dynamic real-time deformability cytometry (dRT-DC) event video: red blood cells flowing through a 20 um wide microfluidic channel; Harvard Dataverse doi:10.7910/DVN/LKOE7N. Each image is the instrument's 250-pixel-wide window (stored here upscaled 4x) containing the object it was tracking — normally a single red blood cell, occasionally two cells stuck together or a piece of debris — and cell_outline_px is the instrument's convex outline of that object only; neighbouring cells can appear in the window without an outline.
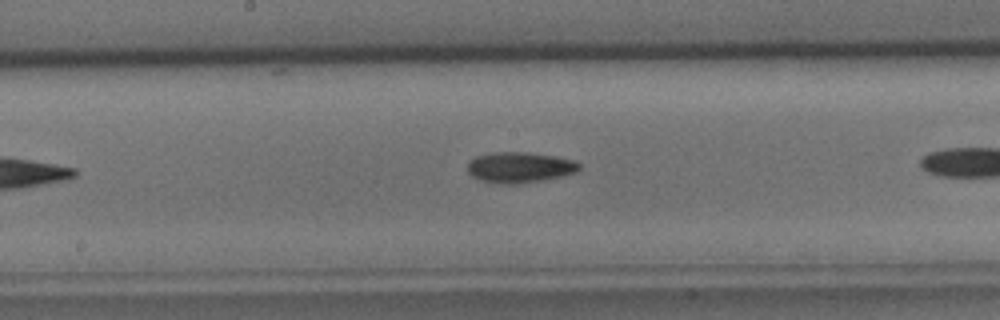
{"species": "common noctule bat (a hibernating species)", "species_latin": "Nyctalus noctula", "temperature_condition": "cold", "stored_images_in_passage": 17, "camera_frame_rate_fps": 3000, "um_per_image_px": 0.085, "animal": {"sex": "male", "body_mass_g": 15.6}, "frame": {"image": 1, "passage_image": 8, "time_ms": 2.333, "image_size_px": [1000, 320], "cell_outline_px": [[580, 168], [576, 172], [560, 176], [540, 180], [516, 184], [500, 184], [480, 180], [472, 176], [468, 172], [468, 164], [476, 156], [492, 152], [528, 152], [556, 156], [572, 160], [580, 164]], "centroid_in_image_um": [44.15, 14.22], "position_along_channel_um": 204.0, "area_um2": 19.83}}